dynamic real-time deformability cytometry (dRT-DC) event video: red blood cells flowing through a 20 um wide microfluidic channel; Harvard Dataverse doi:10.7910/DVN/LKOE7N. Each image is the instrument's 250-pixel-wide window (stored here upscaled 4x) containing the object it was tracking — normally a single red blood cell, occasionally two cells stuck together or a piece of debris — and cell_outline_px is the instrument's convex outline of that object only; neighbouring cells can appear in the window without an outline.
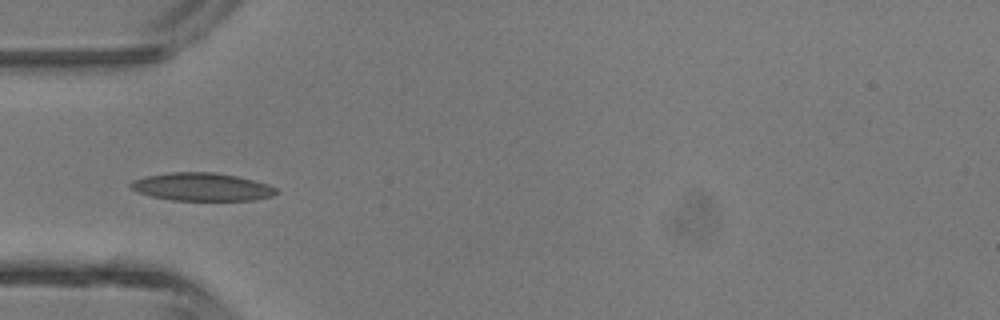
{"species": "common noctule bat (a hibernating species)", "species_latin": "Nyctalus noctula", "temperature_condition": "room temperature", "stored_images_in_passage": 7, "camera_frame_rate_fps": 3000, "um_per_image_px": 0.085, "animal": {"sex": "male", "body_mass_g": 13.3}, "frame": {"image": 1, "passage_image": 5, "time_ms": 5.667, "image_size_px": [1000, 320], "cell_outline_px": [[280, 192], [272, 196], [256, 200], [172, 200], [152, 196], [136, 192], [128, 184], [132, 180], [144, 176], [168, 172], [212, 172], [236, 176], [268, 184], [276, 188]], "centroid_in_image_um": [17.14, 15.88], "position_along_channel_um": 67.9, "area_um2": 23.81}}
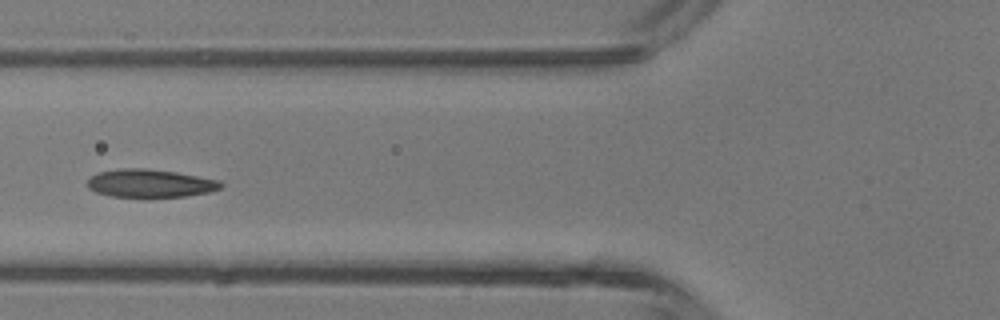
{"frame": {"image": 2, "passage_image": 6, "time_ms": 6.667, "image_size_px": [1000, 320], "cell_outline_px": [[224, 184], [220, 188], [208, 192], [184, 196], [112, 196], [96, 192], [88, 188], [88, 180], [96, 172], [120, 168], [144, 168], [176, 172], [220, 180]], "centroid_in_image_um": [12.75, 15.56], "position_along_channel_um": 113.0, "area_um2": 21.56}}
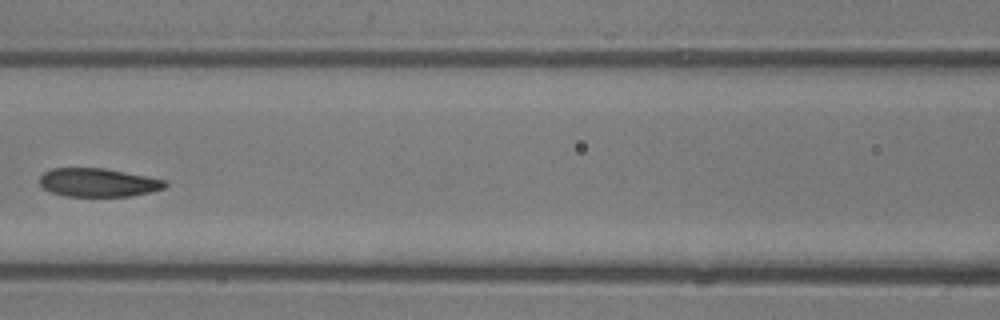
{"frame": {"image": 3, "passage_image": 7, "time_ms": 7.667, "image_size_px": [1000, 320], "cell_outline_px": [[168, 184], [164, 188], [152, 192], [132, 196], [64, 196], [52, 192], [44, 188], [40, 184], [40, 176], [44, 172], [52, 168], [104, 168], [168, 180]], "centroid_in_image_um": [8.38, 15.51], "position_along_channel_um": 158.2, "area_um2": 20.92}}